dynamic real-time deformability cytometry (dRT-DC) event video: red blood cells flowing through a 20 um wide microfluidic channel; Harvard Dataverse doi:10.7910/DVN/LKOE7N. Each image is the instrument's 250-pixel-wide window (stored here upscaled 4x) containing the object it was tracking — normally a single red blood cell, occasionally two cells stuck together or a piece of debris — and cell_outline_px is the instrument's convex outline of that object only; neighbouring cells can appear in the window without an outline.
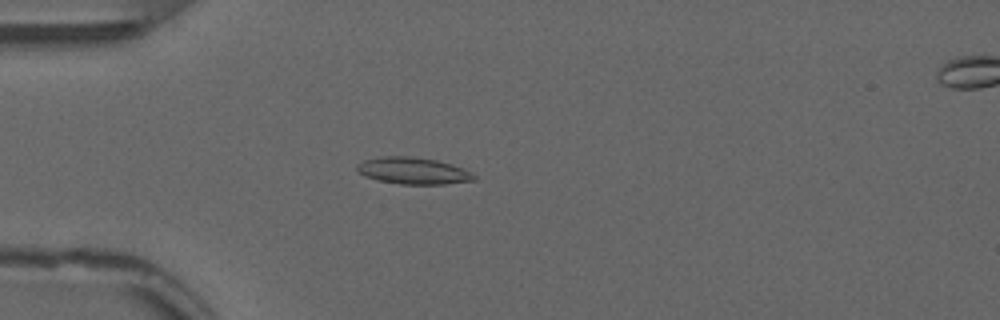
{"species": "common noctule bat (a hibernating species)", "species_latin": "Nyctalus noctula", "temperature_condition": "warm", "stored_images_in_passage": 54, "camera_frame_rate_fps": 3000, "um_per_image_px": 0.085, "animal": {"sex": "male", "forearm_length_mm": 52.5}, "frame": {"image": 1, "passage_image": 16, "time_ms": 5.0, "image_size_px": [1000, 320], "cell_outline_px": [[476, 180], [444, 184], [400, 184], [380, 180], [364, 176], [356, 168], [356, 164], [364, 160], [384, 156], [412, 156], [436, 160], [452, 164], [464, 168], [476, 176]], "centroid_in_image_um": [35.14, 14.51], "position_along_channel_um": 49.9, "area_um2": 18.21}}
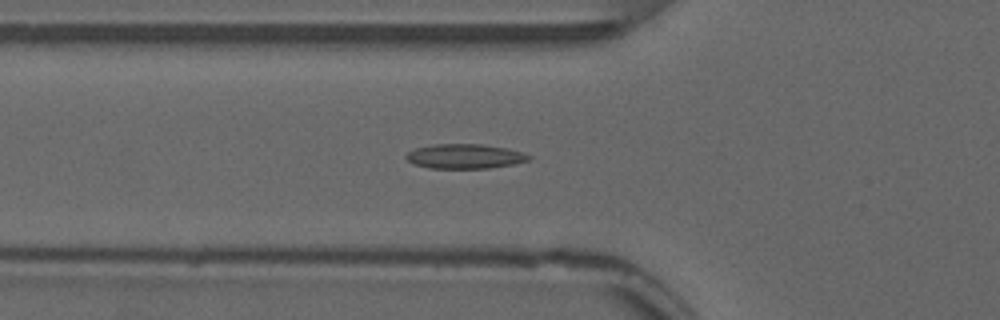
{"frame": {"image": 2, "passage_image": 20, "time_ms": 6.333, "image_size_px": [1000, 320], "cell_outline_px": [[532, 160], [512, 164], [488, 168], [428, 168], [412, 164], [404, 156], [408, 152], [416, 148], [432, 144], [484, 144], [504, 148], [520, 152], [532, 156]], "centroid_in_image_um": [39.48, 13.29], "position_along_channel_um": 86.3, "area_um2": 17.57}}
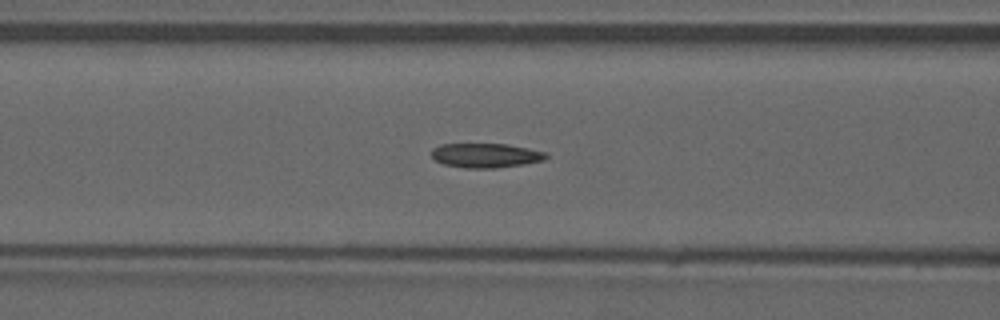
{"frame": {"image": 3, "passage_image": 23, "time_ms": 7.333, "image_size_px": [1000, 320], "cell_outline_px": [[548, 156], [544, 160], [524, 164], [496, 168], [464, 168], [444, 164], [436, 160], [432, 156], [432, 148], [440, 144], [508, 144], [548, 152]], "centroid_in_image_um": [41.31, 13.21], "position_along_channel_um": 125.3, "area_um2": 16.36}, "authors_computed_cell_mechanics": {"area_um2": 16.5597, "velocity_mm_per_s": 3.8473, "shape_relaxation_time_tau1_ms": null, "shape_relaxation_time_tau2_ms": 2.2034, "deformation_change_tau1": null, "deformation_change_tau2": 0.0807}}